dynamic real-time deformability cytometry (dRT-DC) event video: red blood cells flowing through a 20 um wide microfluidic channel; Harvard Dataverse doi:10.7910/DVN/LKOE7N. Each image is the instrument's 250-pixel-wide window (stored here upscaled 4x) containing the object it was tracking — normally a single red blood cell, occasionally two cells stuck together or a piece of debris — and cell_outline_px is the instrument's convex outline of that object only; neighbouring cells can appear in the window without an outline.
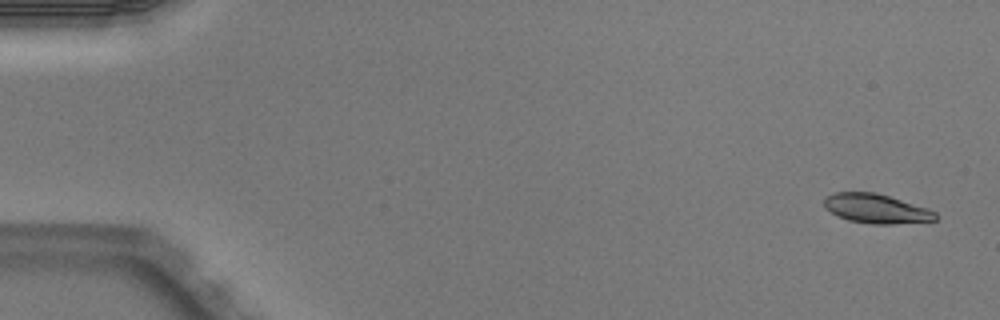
{"species": "Egyptian fruit bat (a non-hibernating species)", "species_latin": "Rousettus aegyptiacus", "temperature_condition": "warm", "stored_images_in_passage": 4, "segment_of_instrument_passage": [2, 2], "camera_frame_rate_fps": 3000, "um_per_image_px": 0.085, "animal": {"sex": "male"}, "frame": {"image": 1, "passage_image": 4, "time_ms": 1.0, "image_size_px": [1000, 320], "cell_outline_px": [[936, 220], [892, 224], [872, 224], [848, 220], [836, 216], [828, 212], [824, 208], [824, 196], [832, 192], [876, 192], [928, 208], [936, 212]], "centroid_in_image_um": [74.41, 17.72], "position_along_channel_um": 10.6, "area_um2": 19.25}}